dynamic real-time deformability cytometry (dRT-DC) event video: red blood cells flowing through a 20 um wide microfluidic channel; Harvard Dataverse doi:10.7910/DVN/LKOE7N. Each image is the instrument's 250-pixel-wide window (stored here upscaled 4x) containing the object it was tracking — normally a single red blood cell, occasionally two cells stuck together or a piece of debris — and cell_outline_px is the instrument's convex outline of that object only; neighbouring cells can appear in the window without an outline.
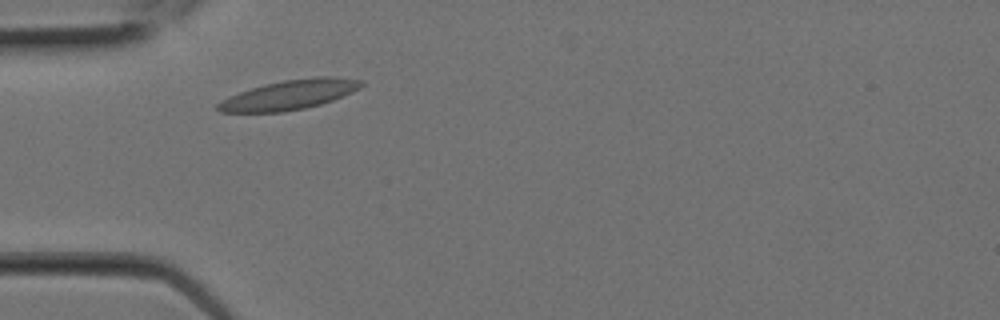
{"species": "Egyptian fruit bat (a non-hibernating species)", "species_latin": "Rousettus aegyptiacus", "temperature_condition": "room temperature", "stored_images_in_passage": 6, "camera_frame_rate_fps": 3000, "um_per_image_px": 0.085, "animal": {"sex": "female"}, "frame": {"image": 1, "passage_image": 3, "time_ms": 0.667, "image_size_px": [1000, 320], "cell_outline_px": [[364, 84], [360, 88], [352, 92], [332, 100], [320, 104], [304, 108], [280, 112], [220, 112], [216, 108], [216, 104], [220, 100], [228, 96], [264, 84], [284, 80], [316, 76], [336, 76], [364, 80]], "centroid_in_image_um": [24.61, 8.04], "position_along_channel_um": 60.4, "area_um2": 24.8}}
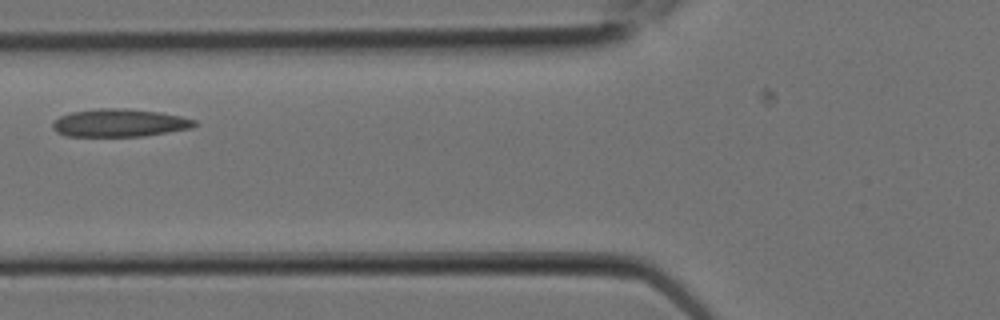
{"frame": {"image": 2, "passage_image": 5, "time_ms": 1.333, "image_size_px": [1000, 320], "cell_outline_px": [[196, 124], [192, 128], [144, 136], [64, 136], [56, 132], [52, 128], [52, 124], [60, 116], [72, 112], [100, 108], [124, 108], [160, 112], [180, 116], [196, 120]], "centroid_in_image_um": [10.15, 10.45], "position_along_channel_um": 115.6, "area_um2": 23.0}}